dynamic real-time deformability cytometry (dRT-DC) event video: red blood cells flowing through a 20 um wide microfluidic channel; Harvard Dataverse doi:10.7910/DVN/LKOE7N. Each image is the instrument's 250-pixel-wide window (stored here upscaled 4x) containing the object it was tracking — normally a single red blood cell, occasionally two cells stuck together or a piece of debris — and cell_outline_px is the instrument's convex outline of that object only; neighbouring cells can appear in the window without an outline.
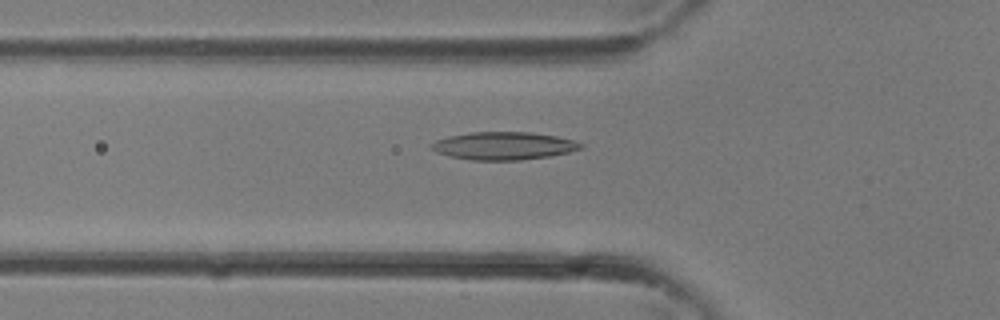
{"species": "common noctule bat (a hibernating species)", "species_latin": "Nyctalus noctula", "temperature_condition": "room temperature", "stored_images_in_passage": 25, "camera_frame_rate_fps": 3000, "um_per_image_px": 0.085, "animal": {"sex": "female"}, "frame": {"image": 1, "passage_image": 6, "time_ms": 1.667, "image_size_px": [1000, 320], "cell_outline_px": [[584, 148], [568, 152], [548, 156], [520, 160], [468, 160], [448, 156], [436, 152], [428, 144], [436, 140], [448, 136], [468, 132], [528, 132], [556, 136], [576, 140], [584, 144]], "centroid_in_image_um": [42.8, 12.39], "position_along_channel_um": 83.0, "area_um2": 24.39}}
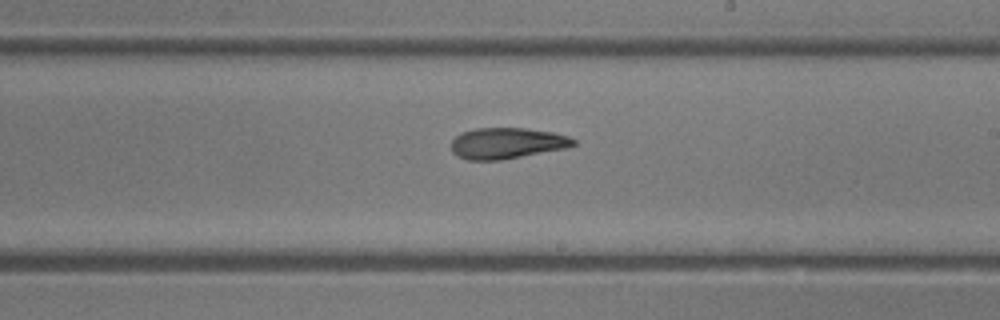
{"frame": {"image": 2, "passage_image": 14, "time_ms": 4.333, "image_size_px": [1000, 320], "cell_outline_px": [[576, 144], [568, 148], [500, 160], [468, 160], [456, 156], [452, 152], [452, 140], [460, 132], [476, 128], [524, 128], [552, 132], [568, 136], [576, 140]], "centroid_in_image_um": [43.08, 12.17], "position_along_channel_um": 245.9, "area_um2": 22.2}}
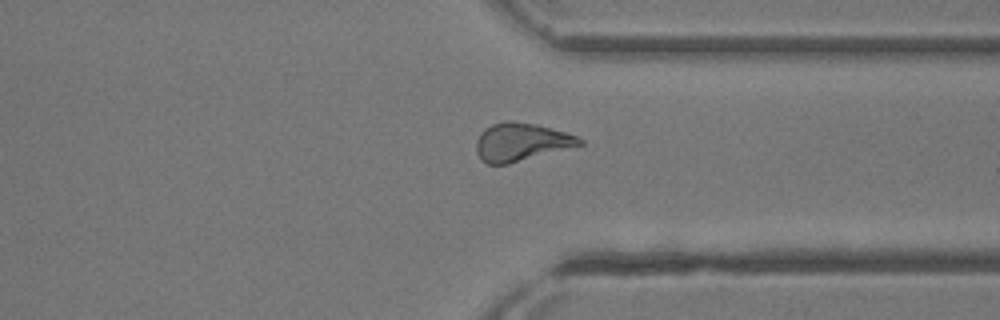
{"frame": {"image": 3, "passage_image": 20, "time_ms": 6.333, "image_size_px": [1000, 320], "cell_outline_px": [[584, 144], [508, 164], [488, 164], [480, 160], [476, 152], [476, 140], [480, 132], [484, 128], [492, 124], [504, 120], [508, 120], [536, 124], [564, 132], [576, 136], [584, 140]], "centroid_in_image_um": [44.25, 12.07], "position_along_channel_um": 367.2, "area_um2": 22.95}}